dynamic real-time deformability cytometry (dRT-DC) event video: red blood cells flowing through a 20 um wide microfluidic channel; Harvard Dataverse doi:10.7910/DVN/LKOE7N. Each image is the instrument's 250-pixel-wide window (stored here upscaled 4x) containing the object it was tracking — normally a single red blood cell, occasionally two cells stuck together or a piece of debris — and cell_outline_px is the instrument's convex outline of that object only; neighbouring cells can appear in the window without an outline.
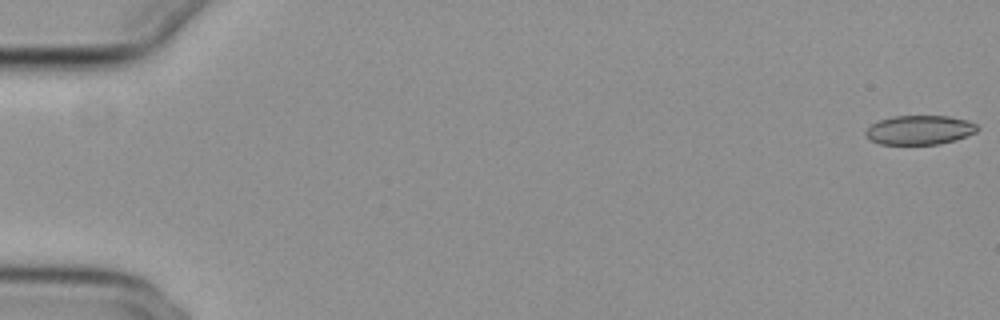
{"species": "common noctule bat (a hibernating species)", "species_latin": "Nyctalus noctula", "temperature_condition": "cold", "stored_images_in_passage": 26, "camera_frame_rate_fps": 3000, "um_per_image_px": 0.085, "animal": {"sex": "female", "body_mass_g": 29.2, "forearm_length_mm": 56.3}, "frame": {"image": 1, "passage_image": 1, "time_ms": 0.0, "image_size_px": [1000, 320], "cell_outline_px": [[980, 128], [976, 132], [956, 140], [940, 144], [880, 144], [868, 140], [864, 132], [872, 124], [880, 120], [892, 116], [948, 116], [968, 120], [976, 124]], "centroid_in_image_um": [78.17, 11.05], "position_along_channel_um": 6.8, "area_um2": 19.13}}
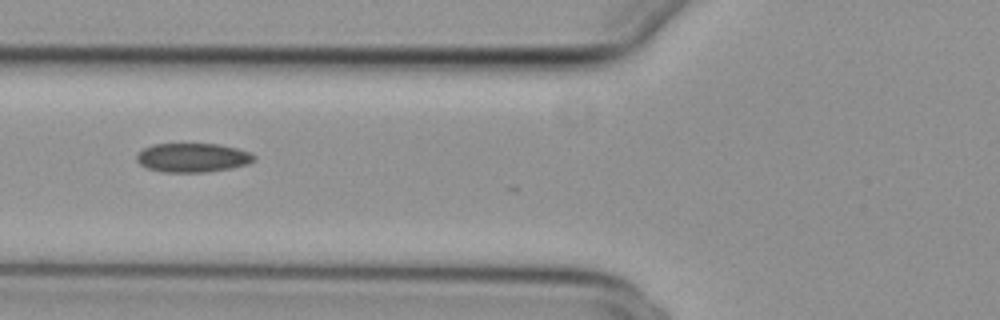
{"frame": {"image": 2, "passage_image": 22, "time_ms": 7.0, "image_size_px": [1000, 320], "cell_outline_px": [[256, 156], [248, 164], [228, 168], [204, 172], [164, 172], [148, 168], [140, 164], [136, 160], [136, 156], [144, 148], [152, 144], [216, 144], [236, 148], [248, 152]], "centroid_in_image_um": [16.34, 13.39], "position_along_channel_um": 109.5, "area_um2": 19.54}}
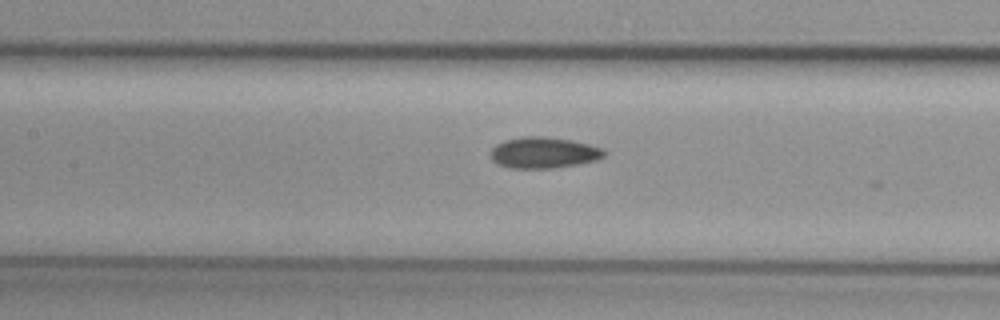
{"frame": {"image": 3, "passage_image": 26, "time_ms": 8.333, "image_size_px": [1000, 320], "cell_outline_px": [[608, 152], [604, 156], [596, 160], [576, 164], [552, 168], [508, 168], [496, 164], [492, 160], [492, 148], [496, 144], [504, 140], [524, 136], [544, 136], [572, 140], [604, 148]], "centroid_in_image_um": [46.22, 12.97], "position_along_channel_um": 161.2, "area_um2": 20.69}}